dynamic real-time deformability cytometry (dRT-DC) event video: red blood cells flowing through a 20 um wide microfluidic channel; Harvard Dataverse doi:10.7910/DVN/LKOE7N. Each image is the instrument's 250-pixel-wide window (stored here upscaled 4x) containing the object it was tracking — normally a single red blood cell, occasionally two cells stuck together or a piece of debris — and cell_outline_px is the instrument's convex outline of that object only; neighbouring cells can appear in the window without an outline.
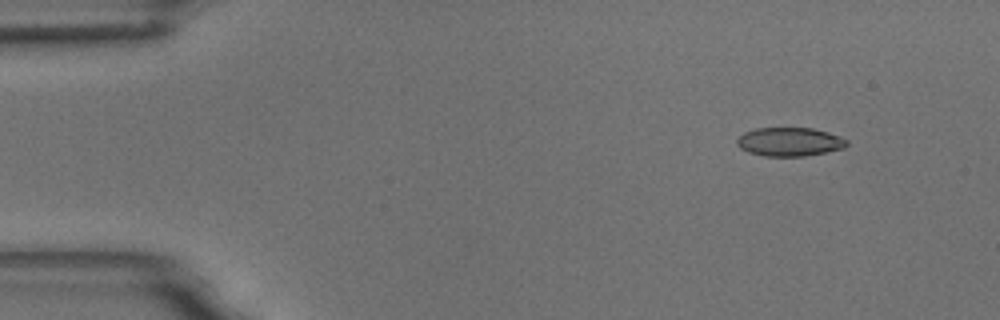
{"species": "common noctule bat (a hibernating species)", "species_latin": "Nyctalus noctula", "temperature_condition": "room temperature", "stored_images_in_passage": 4, "camera_frame_rate_fps": 3000, "um_per_image_px": 0.085, "animal": {"sex": "male", "body_mass_g": 18.8}, "frame": {"image": 1, "passage_image": 1, "time_ms": 0.0, "image_size_px": [1000, 320], "cell_outline_px": [[848, 144], [844, 148], [804, 156], [764, 156], [748, 152], [740, 148], [736, 144], [736, 140], [744, 132], [756, 128], [812, 128], [828, 132], [840, 136], [848, 140]], "centroid_in_image_um": [67.11, 12.05], "position_along_channel_um": 17.9, "area_um2": 18.38}}
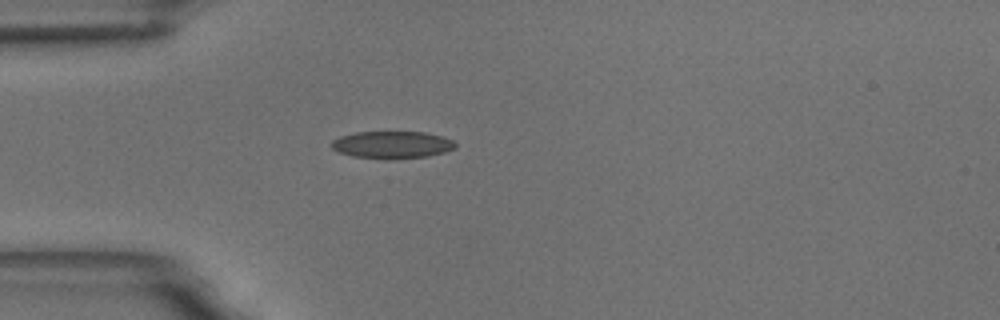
{"frame": {"image": 2, "passage_image": 4, "time_ms": 3.333, "image_size_px": [1000, 320], "cell_outline_px": [[456, 148], [444, 152], [428, 156], [396, 160], [384, 160], [352, 156], [340, 152], [332, 148], [332, 140], [340, 136], [356, 132], [424, 132], [440, 136], [452, 140], [456, 144]], "centroid_in_image_um": [33.32, 12.32], "position_along_channel_um": 51.7, "area_um2": 19.88}}